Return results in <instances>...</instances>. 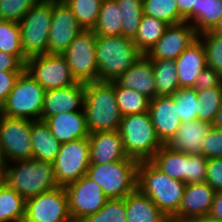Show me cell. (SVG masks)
I'll return each instance as SVG.
<instances>
[{
    "mask_svg": "<svg viewBox=\"0 0 222 222\" xmlns=\"http://www.w3.org/2000/svg\"><path fill=\"white\" fill-rule=\"evenodd\" d=\"M3 182L25 200L58 187L54 164L25 159L2 165Z\"/></svg>",
    "mask_w": 222,
    "mask_h": 222,
    "instance_id": "1",
    "label": "cell"
},
{
    "mask_svg": "<svg viewBox=\"0 0 222 222\" xmlns=\"http://www.w3.org/2000/svg\"><path fill=\"white\" fill-rule=\"evenodd\" d=\"M83 112L89 133L118 130L122 114L117 106L114 81L85 83Z\"/></svg>",
    "mask_w": 222,
    "mask_h": 222,
    "instance_id": "2",
    "label": "cell"
},
{
    "mask_svg": "<svg viewBox=\"0 0 222 222\" xmlns=\"http://www.w3.org/2000/svg\"><path fill=\"white\" fill-rule=\"evenodd\" d=\"M186 184L161 172L150 161H139L137 188L170 219L180 206Z\"/></svg>",
    "mask_w": 222,
    "mask_h": 222,
    "instance_id": "3",
    "label": "cell"
},
{
    "mask_svg": "<svg viewBox=\"0 0 222 222\" xmlns=\"http://www.w3.org/2000/svg\"><path fill=\"white\" fill-rule=\"evenodd\" d=\"M142 53L132 39L120 36H97L96 60L98 81H115Z\"/></svg>",
    "mask_w": 222,
    "mask_h": 222,
    "instance_id": "4",
    "label": "cell"
},
{
    "mask_svg": "<svg viewBox=\"0 0 222 222\" xmlns=\"http://www.w3.org/2000/svg\"><path fill=\"white\" fill-rule=\"evenodd\" d=\"M128 157L149 161L164 144L159 139L149 112L122 116L118 129Z\"/></svg>",
    "mask_w": 222,
    "mask_h": 222,
    "instance_id": "5",
    "label": "cell"
},
{
    "mask_svg": "<svg viewBox=\"0 0 222 222\" xmlns=\"http://www.w3.org/2000/svg\"><path fill=\"white\" fill-rule=\"evenodd\" d=\"M138 163L129 157L106 164H90L86 176L99 184L109 199H124L137 188Z\"/></svg>",
    "mask_w": 222,
    "mask_h": 222,
    "instance_id": "6",
    "label": "cell"
},
{
    "mask_svg": "<svg viewBox=\"0 0 222 222\" xmlns=\"http://www.w3.org/2000/svg\"><path fill=\"white\" fill-rule=\"evenodd\" d=\"M54 1L39 0L21 19V47L27 58L48 53Z\"/></svg>",
    "mask_w": 222,
    "mask_h": 222,
    "instance_id": "7",
    "label": "cell"
},
{
    "mask_svg": "<svg viewBox=\"0 0 222 222\" xmlns=\"http://www.w3.org/2000/svg\"><path fill=\"white\" fill-rule=\"evenodd\" d=\"M44 94L45 89L24 70L9 92L0 112L8 117L40 120Z\"/></svg>",
    "mask_w": 222,
    "mask_h": 222,
    "instance_id": "8",
    "label": "cell"
},
{
    "mask_svg": "<svg viewBox=\"0 0 222 222\" xmlns=\"http://www.w3.org/2000/svg\"><path fill=\"white\" fill-rule=\"evenodd\" d=\"M32 159L31 120L0 112V164Z\"/></svg>",
    "mask_w": 222,
    "mask_h": 222,
    "instance_id": "9",
    "label": "cell"
},
{
    "mask_svg": "<svg viewBox=\"0 0 222 222\" xmlns=\"http://www.w3.org/2000/svg\"><path fill=\"white\" fill-rule=\"evenodd\" d=\"M96 40L93 30H82L62 53L77 82L98 81Z\"/></svg>",
    "mask_w": 222,
    "mask_h": 222,
    "instance_id": "10",
    "label": "cell"
},
{
    "mask_svg": "<svg viewBox=\"0 0 222 222\" xmlns=\"http://www.w3.org/2000/svg\"><path fill=\"white\" fill-rule=\"evenodd\" d=\"M53 164L56 183L59 187H66L86 175L90 166L88 137L62 143Z\"/></svg>",
    "mask_w": 222,
    "mask_h": 222,
    "instance_id": "11",
    "label": "cell"
},
{
    "mask_svg": "<svg viewBox=\"0 0 222 222\" xmlns=\"http://www.w3.org/2000/svg\"><path fill=\"white\" fill-rule=\"evenodd\" d=\"M25 70L45 91L77 83L62 54L45 53L30 57L26 61Z\"/></svg>",
    "mask_w": 222,
    "mask_h": 222,
    "instance_id": "12",
    "label": "cell"
},
{
    "mask_svg": "<svg viewBox=\"0 0 222 222\" xmlns=\"http://www.w3.org/2000/svg\"><path fill=\"white\" fill-rule=\"evenodd\" d=\"M65 187L41 193L26 200L23 222H71Z\"/></svg>",
    "mask_w": 222,
    "mask_h": 222,
    "instance_id": "13",
    "label": "cell"
},
{
    "mask_svg": "<svg viewBox=\"0 0 222 222\" xmlns=\"http://www.w3.org/2000/svg\"><path fill=\"white\" fill-rule=\"evenodd\" d=\"M72 221H81L98 212L109 199L99 184L84 175L65 187Z\"/></svg>",
    "mask_w": 222,
    "mask_h": 222,
    "instance_id": "14",
    "label": "cell"
},
{
    "mask_svg": "<svg viewBox=\"0 0 222 222\" xmlns=\"http://www.w3.org/2000/svg\"><path fill=\"white\" fill-rule=\"evenodd\" d=\"M197 39L198 33L192 24L182 22L169 25L162 37L145 55L151 60H176Z\"/></svg>",
    "mask_w": 222,
    "mask_h": 222,
    "instance_id": "15",
    "label": "cell"
},
{
    "mask_svg": "<svg viewBox=\"0 0 222 222\" xmlns=\"http://www.w3.org/2000/svg\"><path fill=\"white\" fill-rule=\"evenodd\" d=\"M83 29L64 1H54L48 53L62 54Z\"/></svg>",
    "mask_w": 222,
    "mask_h": 222,
    "instance_id": "16",
    "label": "cell"
},
{
    "mask_svg": "<svg viewBox=\"0 0 222 222\" xmlns=\"http://www.w3.org/2000/svg\"><path fill=\"white\" fill-rule=\"evenodd\" d=\"M85 83L77 82L68 87L45 91L40 120L64 112L83 111Z\"/></svg>",
    "mask_w": 222,
    "mask_h": 222,
    "instance_id": "17",
    "label": "cell"
},
{
    "mask_svg": "<svg viewBox=\"0 0 222 222\" xmlns=\"http://www.w3.org/2000/svg\"><path fill=\"white\" fill-rule=\"evenodd\" d=\"M215 192L206 182L186 184L178 211L169 219L170 222H179L192 217L208 215Z\"/></svg>",
    "mask_w": 222,
    "mask_h": 222,
    "instance_id": "18",
    "label": "cell"
},
{
    "mask_svg": "<svg viewBox=\"0 0 222 222\" xmlns=\"http://www.w3.org/2000/svg\"><path fill=\"white\" fill-rule=\"evenodd\" d=\"M148 112L159 139L165 144L182 124L177 105L171 96H156L150 100Z\"/></svg>",
    "mask_w": 222,
    "mask_h": 222,
    "instance_id": "19",
    "label": "cell"
},
{
    "mask_svg": "<svg viewBox=\"0 0 222 222\" xmlns=\"http://www.w3.org/2000/svg\"><path fill=\"white\" fill-rule=\"evenodd\" d=\"M90 164H106L128 159L118 130L90 133Z\"/></svg>",
    "mask_w": 222,
    "mask_h": 222,
    "instance_id": "20",
    "label": "cell"
},
{
    "mask_svg": "<svg viewBox=\"0 0 222 222\" xmlns=\"http://www.w3.org/2000/svg\"><path fill=\"white\" fill-rule=\"evenodd\" d=\"M120 86L132 89L147 98L156 97L155 77L152 60L145 54L115 80Z\"/></svg>",
    "mask_w": 222,
    "mask_h": 222,
    "instance_id": "21",
    "label": "cell"
},
{
    "mask_svg": "<svg viewBox=\"0 0 222 222\" xmlns=\"http://www.w3.org/2000/svg\"><path fill=\"white\" fill-rule=\"evenodd\" d=\"M180 88H193L196 78L207 66L205 47L198 38L175 60Z\"/></svg>",
    "mask_w": 222,
    "mask_h": 222,
    "instance_id": "22",
    "label": "cell"
},
{
    "mask_svg": "<svg viewBox=\"0 0 222 222\" xmlns=\"http://www.w3.org/2000/svg\"><path fill=\"white\" fill-rule=\"evenodd\" d=\"M211 127L212 124L198 119L183 122L164 145L185 154H201L202 142Z\"/></svg>",
    "mask_w": 222,
    "mask_h": 222,
    "instance_id": "23",
    "label": "cell"
},
{
    "mask_svg": "<svg viewBox=\"0 0 222 222\" xmlns=\"http://www.w3.org/2000/svg\"><path fill=\"white\" fill-rule=\"evenodd\" d=\"M51 134L62 144L89 137L83 111L64 112L48 117Z\"/></svg>",
    "mask_w": 222,
    "mask_h": 222,
    "instance_id": "24",
    "label": "cell"
},
{
    "mask_svg": "<svg viewBox=\"0 0 222 222\" xmlns=\"http://www.w3.org/2000/svg\"><path fill=\"white\" fill-rule=\"evenodd\" d=\"M124 201L127 222H170L158 206L138 188L128 194Z\"/></svg>",
    "mask_w": 222,
    "mask_h": 222,
    "instance_id": "25",
    "label": "cell"
},
{
    "mask_svg": "<svg viewBox=\"0 0 222 222\" xmlns=\"http://www.w3.org/2000/svg\"><path fill=\"white\" fill-rule=\"evenodd\" d=\"M32 158L54 163L61 143L51 134L44 120L31 121Z\"/></svg>",
    "mask_w": 222,
    "mask_h": 222,
    "instance_id": "26",
    "label": "cell"
},
{
    "mask_svg": "<svg viewBox=\"0 0 222 222\" xmlns=\"http://www.w3.org/2000/svg\"><path fill=\"white\" fill-rule=\"evenodd\" d=\"M149 161L161 172L184 182V174H186L185 153L169 149L163 145Z\"/></svg>",
    "mask_w": 222,
    "mask_h": 222,
    "instance_id": "27",
    "label": "cell"
},
{
    "mask_svg": "<svg viewBox=\"0 0 222 222\" xmlns=\"http://www.w3.org/2000/svg\"><path fill=\"white\" fill-rule=\"evenodd\" d=\"M123 18L116 0H103L93 31L97 36L122 35Z\"/></svg>",
    "mask_w": 222,
    "mask_h": 222,
    "instance_id": "28",
    "label": "cell"
},
{
    "mask_svg": "<svg viewBox=\"0 0 222 222\" xmlns=\"http://www.w3.org/2000/svg\"><path fill=\"white\" fill-rule=\"evenodd\" d=\"M156 96H171L179 86L175 60H152Z\"/></svg>",
    "mask_w": 222,
    "mask_h": 222,
    "instance_id": "29",
    "label": "cell"
},
{
    "mask_svg": "<svg viewBox=\"0 0 222 222\" xmlns=\"http://www.w3.org/2000/svg\"><path fill=\"white\" fill-rule=\"evenodd\" d=\"M26 200L4 182L0 185V222H23Z\"/></svg>",
    "mask_w": 222,
    "mask_h": 222,
    "instance_id": "30",
    "label": "cell"
},
{
    "mask_svg": "<svg viewBox=\"0 0 222 222\" xmlns=\"http://www.w3.org/2000/svg\"><path fill=\"white\" fill-rule=\"evenodd\" d=\"M169 25L161 20L143 14L140 20L138 32L133 40L137 49L146 54L154 44L162 37Z\"/></svg>",
    "mask_w": 222,
    "mask_h": 222,
    "instance_id": "31",
    "label": "cell"
},
{
    "mask_svg": "<svg viewBox=\"0 0 222 222\" xmlns=\"http://www.w3.org/2000/svg\"><path fill=\"white\" fill-rule=\"evenodd\" d=\"M117 106L122 116L148 112L150 99L135 90L124 88L114 81Z\"/></svg>",
    "mask_w": 222,
    "mask_h": 222,
    "instance_id": "32",
    "label": "cell"
},
{
    "mask_svg": "<svg viewBox=\"0 0 222 222\" xmlns=\"http://www.w3.org/2000/svg\"><path fill=\"white\" fill-rule=\"evenodd\" d=\"M222 18L221 0H198L197 18L191 23L198 35L211 31Z\"/></svg>",
    "mask_w": 222,
    "mask_h": 222,
    "instance_id": "33",
    "label": "cell"
},
{
    "mask_svg": "<svg viewBox=\"0 0 222 222\" xmlns=\"http://www.w3.org/2000/svg\"><path fill=\"white\" fill-rule=\"evenodd\" d=\"M83 30H93L99 18L103 0H63Z\"/></svg>",
    "mask_w": 222,
    "mask_h": 222,
    "instance_id": "34",
    "label": "cell"
},
{
    "mask_svg": "<svg viewBox=\"0 0 222 222\" xmlns=\"http://www.w3.org/2000/svg\"><path fill=\"white\" fill-rule=\"evenodd\" d=\"M0 51L16 56L26 64L28 58L21 47L19 23L0 20Z\"/></svg>",
    "mask_w": 222,
    "mask_h": 222,
    "instance_id": "35",
    "label": "cell"
},
{
    "mask_svg": "<svg viewBox=\"0 0 222 222\" xmlns=\"http://www.w3.org/2000/svg\"><path fill=\"white\" fill-rule=\"evenodd\" d=\"M143 14L152 16L168 25L184 22L176 0H143Z\"/></svg>",
    "mask_w": 222,
    "mask_h": 222,
    "instance_id": "36",
    "label": "cell"
},
{
    "mask_svg": "<svg viewBox=\"0 0 222 222\" xmlns=\"http://www.w3.org/2000/svg\"><path fill=\"white\" fill-rule=\"evenodd\" d=\"M123 18L122 36L134 40L141 17L143 15V0H116Z\"/></svg>",
    "mask_w": 222,
    "mask_h": 222,
    "instance_id": "37",
    "label": "cell"
},
{
    "mask_svg": "<svg viewBox=\"0 0 222 222\" xmlns=\"http://www.w3.org/2000/svg\"><path fill=\"white\" fill-rule=\"evenodd\" d=\"M171 97L177 105L178 116L182 123L199 119L201 101L197 98L194 88H179Z\"/></svg>",
    "mask_w": 222,
    "mask_h": 222,
    "instance_id": "38",
    "label": "cell"
},
{
    "mask_svg": "<svg viewBox=\"0 0 222 222\" xmlns=\"http://www.w3.org/2000/svg\"><path fill=\"white\" fill-rule=\"evenodd\" d=\"M196 94L201 101L198 120L212 124L222 104V87L199 90Z\"/></svg>",
    "mask_w": 222,
    "mask_h": 222,
    "instance_id": "39",
    "label": "cell"
},
{
    "mask_svg": "<svg viewBox=\"0 0 222 222\" xmlns=\"http://www.w3.org/2000/svg\"><path fill=\"white\" fill-rule=\"evenodd\" d=\"M79 222H127L126 202L124 199H108L98 212Z\"/></svg>",
    "mask_w": 222,
    "mask_h": 222,
    "instance_id": "40",
    "label": "cell"
},
{
    "mask_svg": "<svg viewBox=\"0 0 222 222\" xmlns=\"http://www.w3.org/2000/svg\"><path fill=\"white\" fill-rule=\"evenodd\" d=\"M205 47L207 66L222 74V35L212 30L198 35Z\"/></svg>",
    "mask_w": 222,
    "mask_h": 222,
    "instance_id": "41",
    "label": "cell"
},
{
    "mask_svg": "<svg viewBox=\"0 0 222 222\" xmlns=\"http://www.w3.org/2000/svg\"><path fill=\"white\" fill-rule=\"evenodd\" d=\"M39 0H0V20L19 23Z\"/></svg>",
    "mask_w": 222,
    "mask_h": 222,
    "instance_id": "42",
    "label": "cell"
},
{
    "mask_svg": "<svg viewBox=\"0 0 222 222\" xmlns=\"http://www.w3.org/2000/svg\"><path fill=\"white\" fill-rule=\"evenodd\" d=\"M208 159L202 154H186V174L184 183H203L206 181Z\"/></svg>",
    "mask_w": 222,
    "mask_h": 222,
    "instance_id": "43",
    "label": "cell"
},
{
    "mask_svg": "<svg viewBox=\"0 0 222 222\" xmlns=\"http://www.w3.org/2000/svg\"><path fill=\"white\" fill-rule=\"evenodd\" d=\"M201 154L207 159L222 157V130L211 127L202 142Z\"/></svg>",
    "mask_w": 222,
    "mask_h": 222,
    "instance_id": "44",
    "label": "cell"
},
{
    "mask_svg": "<svg viewBox=\"0 0 222 222\" xmlns=\"http://www.w3.org/2000/svg\"><path fill=\"white\" fill-rule=\"evenodd\" d=\"M205 182L215 191H222V157L208 158Z\"/></svg>",
    "mask_w": 222,
    "mask_h": 222,
    "instance_id": "45",
    "label": "cell"
},
{
    "mask_svg": "<svg viewBox=\"0 0 222 222\" xmlns=\"http://www.w3.org/2000/svg\"><path fill=\"white\" fill-rule=\"evenodd\" d=\"M212 87H222V74L206 66L196 78V83L193 88L199 91Z\"/></svg>",
    "mask_w": 222,
    "mask_h": 222,
    "instance_id": "46",
    "label": "cell"
},
{
    "mask_svg": "<svg viewBox=\"0 0 222 222\" xmlns=\"http://www.w3.org/2000/svg\"><path fill=\"white\" fill-rule=\"evenodd\" d=\"M23 71L0 72V109L4 106L9 92L14 88L15 82Z\"/></svg>",
    "mask_w": 222,
    "mask_h": 222,
    "instance_id": "47",
    "label": "cell"
},
{
    "mask_svg": "<svg viewBox=\"0 0 222 222\" xmlns=\"http://www.w3.org/2000/svg\"><path fill=\"white\" fill-rule=\"evenodd\" d=\"M179 14L184 18V22L192 23L197 18L198 0H176Z\"/></svg>",
    "mask_w": 222,
    "mask_h": 222,
    "instance_id": "48",
    "label": "cell"
},
{
    "mask_svg": "<svg viewBox=\"0 0 222 222\" xmlns=\"http://www.w3.org/2000/svg\"><path fill=\"white\" fill-rule=\"evenodd\" d=\"M24 70L25 65L16 56L0 51V72Z\"/></svg>",
    "mask_w": 222,
    "mask_h": 222,
    "instance_id": "49",
    "label": "cell"
},
{
    "mask_svg": "<svg viewBox=\"0 0 222 222\" xmlns=\"http://www.w3.org/2000/svg\"><path fill=\"white\" fill-rule=\"evenodd\" d=\"M209 215L222 222V191H216Z\"/></svg>",
    "mask_w": 222,
    "mask_h": 222,
    "instance_id": "50",
    "label": "cell"
},
{
    "mask_svg": "<svg viewBox=\"0 0 222 222\" xmlns=\"http://www.w3.org/2000/svg\"><path fill=\"white\" fill-rule=\"evenodd\" d=\"M179 222H219V221L208 214V215H202L198 217H192V218L186 219L184 221H179Z\"/></svg>",
    "mask_w": 222,
    "mask_h": 222,
    "instance_id": "51",
    "label": "cell"
},
{
    "mask_svg": "<svg viewBox=\"0 0 222 222\" xmlns=\"http://www.w3.org/2000/svg\"><path fill=\"white\" fill-rule=\"evenodd\" d=\"M212 126L214 128L222 130V104H221L218 112L216 113V116H215V119L212 123Z\"/></svg>",
    "mask_w": 222,
    "mask_h": 222,
    "instance_id": "52",
    "label": "cell"
},
{
    "mask_svg": "<svg viewBox=\"0 0 222 222\" xmlns=\"http://www.w3.org/2000/svg\"><path fill=\"white\" fill-rule=\"evenodd\" d=\"M212 31L214 33L222 35V18L220 19V21L217 23V25L214 27V29Z\"/></svg>",
    "mask_w": 222,
    "mask_h": 222,
    "instance_id": "53",
    "label": "cell"
},
{
    "mask_svg": "<svg viewBox=\"0 0 222 222\" xmlns=\"http://www.w3.org/2000/svg\"><path fill=\"white\" fill-rule=\"evenodd\" d=\"M3 183V167L0 164V185Z\"/></svg>",
    "mask_w": 222,
    "mask_h": 222,
    "instance_id": "54",
    "label": "cell"
}]
</instances>
